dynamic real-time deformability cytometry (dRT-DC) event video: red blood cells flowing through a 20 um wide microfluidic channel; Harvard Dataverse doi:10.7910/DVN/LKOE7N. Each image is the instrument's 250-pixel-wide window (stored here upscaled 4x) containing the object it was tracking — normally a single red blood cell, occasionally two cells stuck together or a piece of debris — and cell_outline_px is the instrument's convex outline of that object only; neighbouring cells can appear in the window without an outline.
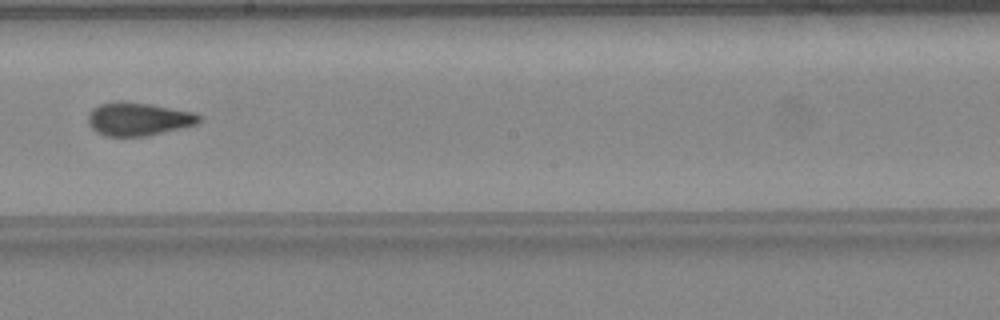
{"species": "common noctule bat (a hibernating species)", "species_latin": "Nyctalus noctula", "temperature_condition": "warm", "stored_images_in_passage": 49, "camera_frame_rate_fps": 3000, "um_per_image_px": 0.085, "animal": {"sex": "female", "body_mass_g": 24.6, "forearm_length_mm": 56.2}, "frame": {"image": 1, "passage_image": 28, "time_ms": 9.0, "image_size_px": [1000, 320], "cell_outline_px": [[200, 120], [196, 124], [180, 128], [144, 136], [104, 136], [96, 132], [88, 124], [88, 116], [92, 108], [100, 104], [120, 100], [124, 100], [148, 104], [192, 112], [200, 116]], "centroid_in_image_um": [11.69, 10.11], "position_along_channel_um": 236.5, "area_um2": 21.27}, "authors_computed_cell_mechanics": {"area_um2": 20.8658, "velocity_mm_per_s": 4.2985, "shape_relaxation_time_tau1_ms": null, "shape_relaxation_time_tau2_ms": 1.3923, "deformation_change_tau1": null, "deformation_change_tau2": 0.0748}}